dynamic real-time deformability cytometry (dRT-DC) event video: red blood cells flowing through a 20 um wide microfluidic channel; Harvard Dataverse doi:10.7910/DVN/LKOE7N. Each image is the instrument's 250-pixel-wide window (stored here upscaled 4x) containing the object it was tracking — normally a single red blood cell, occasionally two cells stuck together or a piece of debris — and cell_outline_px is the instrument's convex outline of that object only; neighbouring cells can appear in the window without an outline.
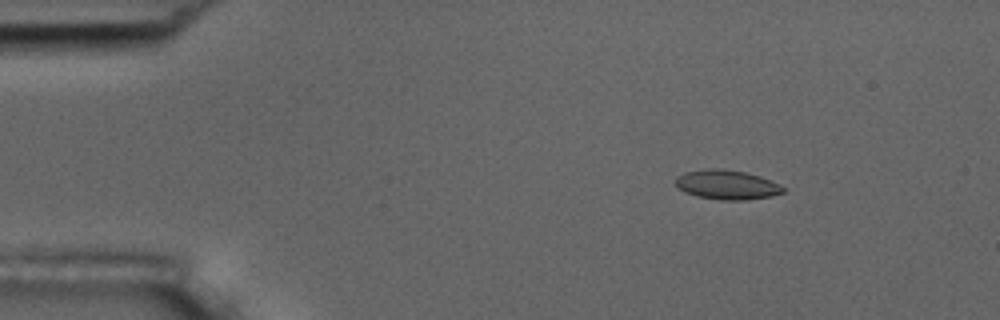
{"species": "common noctule bat (a hibernating species)", "species_latin": "Nyctalus noctula", "temperature_condition": "room temperature", "stored_images_in_passage": 55, "camera_frame_rate_fps": 3000, "um_per_image_px": 0.085, "animal": {"sex": "male", "body_mass_g": 17.5, "forearm_length_mm": 52.3}, "frame": {"image": 1, "passage_image": 8, "time_ms": 2.333, "image_size_px": [1000, 320], "cell_outline_px": [[784, 192], [772, 196], [744, 200], [720, 200], [696, 196], [684, 192], [676, 184], [676, 176], [684, 172], [708, 168], [720, 168], [744, 172], [760, 176], [772, 180], [784, 188]], "centroid_in_image_um": [61.78, 15.7], "position_along_channel_um": 23.2, "area_um2": 18.5}}
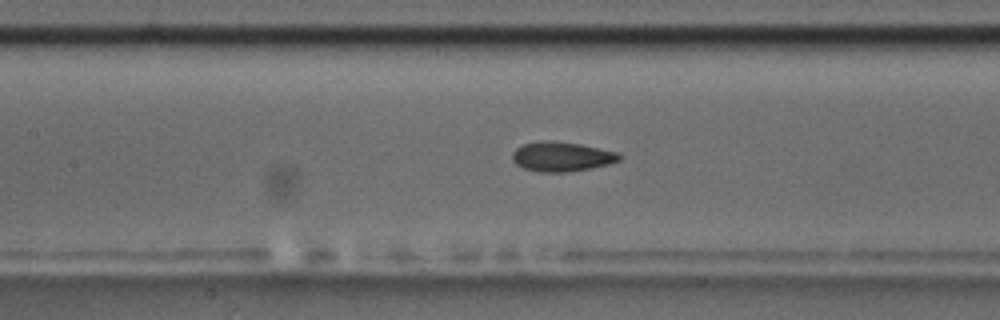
{"frame": {"image": 2, "passage_image": 25, "time_ms": 8.0, "image_size_px": [1000, 320], "cell_outline_px": [[620, 160], [608, 164], [568, 172], [540, 172], [524, 168], [516, 164], [512, 160], [512, 152], [516, 148], [524, 144], [540, 140], [552, 140], [580, 144], [616, 152], [620, 156]], "centroid_in_image_um": [47.69, 13.3], "position_along_channel_um": 159.7, "area_um2": 18.32}}
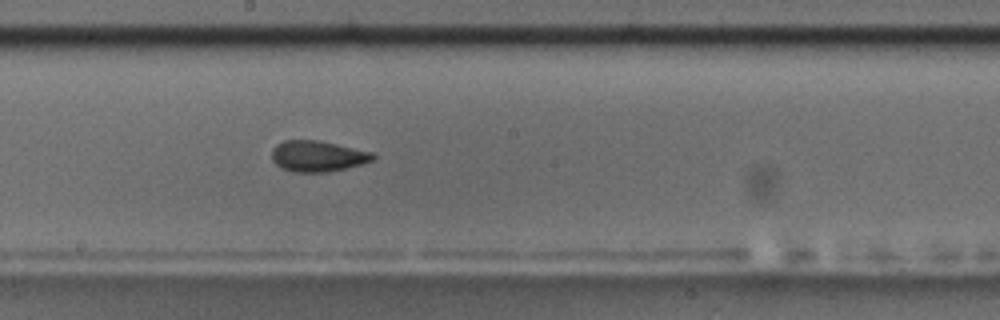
{"frame": {"image": 3, "passage_image": 30, "time_ms": 9.667, "image_size_px": [1000, 320], "cell_outline_px": [[376, 156], [372, 160], [360, 164], [328, 172], [292, 172], [280, 168], [272, 160], [272, 148], [276, 144], [284, 140], [320, 140], [372, 152]], "centroid_in_image_um": [26.95, 13.27], "position_along_channel_um": 221.2, "area_um2": 18.26}, "authors_computed_cell_mechanics": {"area_um2": 18.207, "velocity_mm_per_s": 3.7245, "shape_relaxation_time_tau1_ms": 4.0166, "shape_relaxation_time_tau2_ms": 1.9452, "deformation_change_tau1": 0.1261, "deformation_change_tau2": 0.0819}}